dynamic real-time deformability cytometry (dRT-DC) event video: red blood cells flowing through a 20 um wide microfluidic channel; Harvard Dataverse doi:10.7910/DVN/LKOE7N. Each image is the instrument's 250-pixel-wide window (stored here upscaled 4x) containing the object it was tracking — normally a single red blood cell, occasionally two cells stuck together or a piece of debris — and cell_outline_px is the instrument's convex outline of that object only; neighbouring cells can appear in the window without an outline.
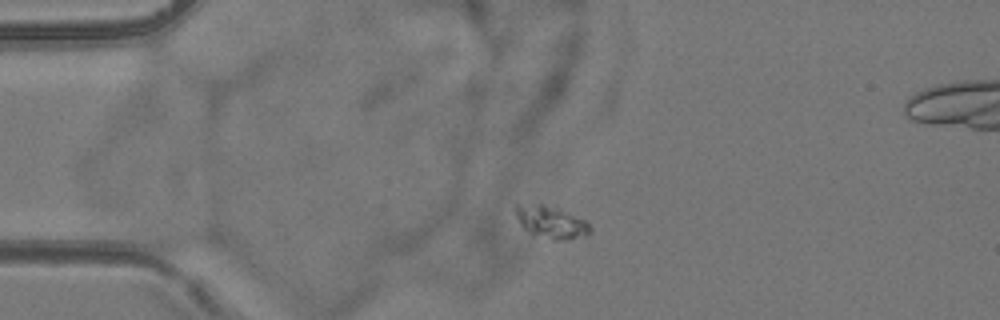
{"species": "common noctule bat (a hibernating species)", "species_latin": "Nyctalus noctula", "temperature_condition": "room temperature", "stored_images_in_passage": 7, "camera_frame_rate_fps": 3000, "um_per_image_px": 0.085, "animal": {"sex": "female", "body_mass_g": 24.6, "forearm_length_mm": 56.2}, "frame": {"image": 1, "passage_image": 5, "time_ms": 4.667, "image_size_px": [1000, 320], "cell_outline_px": [[592, 232], [588, 236], [568, 240], [552, 240], [532, 236], [520, 224], [516, 216], [516, 204], [544, 204], [560, 208], [588, 220], [592, 228]], "centroid_in_image_um": [46.91, 18.9], "position_along_channel_um": 38.1, "area_um2": 14.74}}